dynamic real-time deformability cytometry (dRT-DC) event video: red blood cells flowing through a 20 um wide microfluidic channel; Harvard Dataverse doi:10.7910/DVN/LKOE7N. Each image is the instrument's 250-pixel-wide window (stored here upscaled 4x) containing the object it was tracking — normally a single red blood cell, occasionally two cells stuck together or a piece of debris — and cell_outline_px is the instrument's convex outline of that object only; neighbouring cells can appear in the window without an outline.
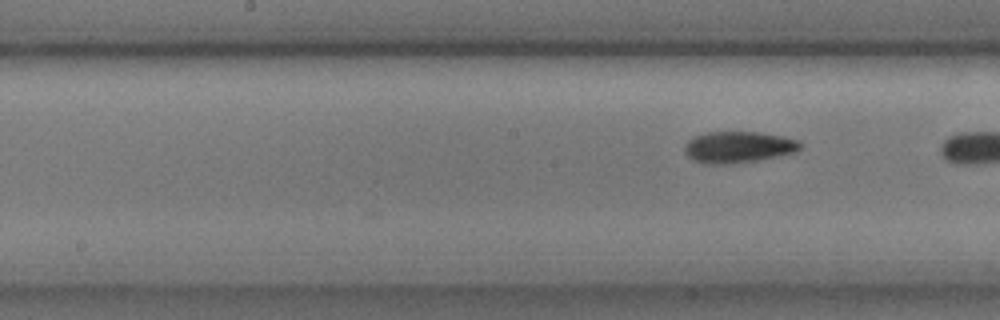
{"species": "common noctule bat (a hibernating species)", "species_latin": "Nyctalus noctula", "temperature_condition": "cold", "stored_images_in_passage": 8, "camera_frame_rate_fps": 3000, "um_per_image_px": 0.085, "animal": {"sex": "male", "body_mass_g": 17.9, "forearm_length_mm": 54.2}, "frame": {"image": 1, "passage_image": 7, "time_ms": 2.0, "image_size_px": [1000, 320], "cell_outline_px": [[804, 144], [800, 148], [792, 152], [780, 156], [756, 160], [724, 164], [704, 164], [692, 160], [684, 152], [684, 144], [688, 140], [696, 136], [708, 132], [756, 132], [784, 136], [800, 140]], "centroid_in_image_um": [62.75, 12.5], "position_along_channel_um": 185.4, "area_um2": 21.21}}